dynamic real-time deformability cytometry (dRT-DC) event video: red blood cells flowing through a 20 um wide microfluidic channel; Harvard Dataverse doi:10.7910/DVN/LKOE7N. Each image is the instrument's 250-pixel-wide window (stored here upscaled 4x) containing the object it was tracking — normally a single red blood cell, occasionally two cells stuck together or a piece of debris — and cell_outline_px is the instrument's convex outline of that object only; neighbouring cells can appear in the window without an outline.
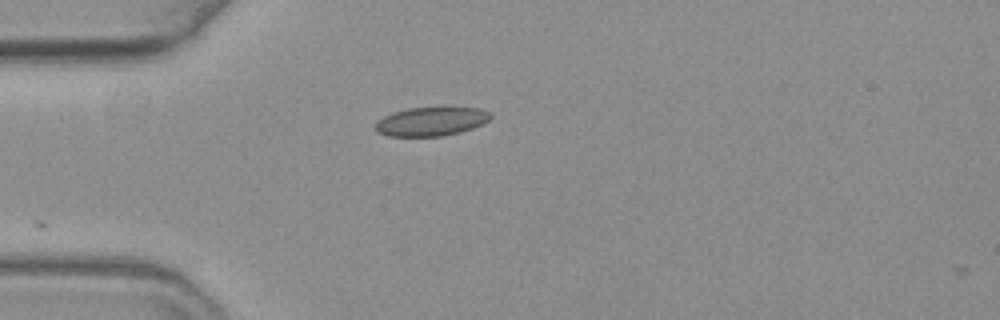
{"species": "common noctule bat (a hibernating species)", "species_latin": "Nyctalus noctula", "temperature_condition": "warm", "stored_images_in_passage": 2, "camera_frame_rate_fps": 3000, "um_per_image_px": 0.085, "animal": {"sex": "female", "body_mass_g": 19.3, "forearm_length_mm": 54.1}, "frame": {"image": 1, "passage_image": 1, "time_ms": 0.0, "image_size_px": [1000, 320], "cell_outline_px": [[492, 116], [488, 120], [472, 128], [460, 132], [440, 136], [388, 136], [376, 132], [376, 120], [392, 112], [408, 108], [480, 108], [488, 112]], "centroid_in_image_um": [36.59, 10.33], "position_along_channel_um": 48.4, "area_um2": 19.13}}